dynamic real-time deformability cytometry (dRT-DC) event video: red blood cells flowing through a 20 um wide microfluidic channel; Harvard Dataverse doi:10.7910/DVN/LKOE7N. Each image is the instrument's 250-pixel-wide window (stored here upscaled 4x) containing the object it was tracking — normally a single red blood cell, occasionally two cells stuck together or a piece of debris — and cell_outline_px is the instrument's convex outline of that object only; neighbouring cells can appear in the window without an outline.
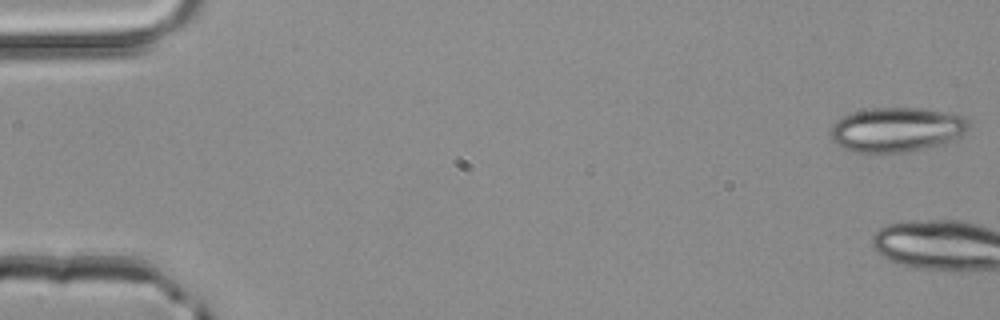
{"species": "common noctule bat (a hibernating species)", "species_latin": "Nyctalus noctula", "temperature_condition": "room temperature", "stored_images_in_passage": 4, "camera_frame_rate_fps": 3000, "um_per_image_px": 0.085, "animal": {"sex": "male", "body_mass_g": 20.4}, "frame": {"image": 1, "passage_image": 1, "time_ms": 0.0, "image_size_px": [1000, 320], "cell_outline_px": [[972, 124], [960, 136], [944, 144], [908, 152], [856, 152], [840, 148], [832, 140], [832, 124], [844, 116], [852, 112], [868, 108], [924, 108], [964, 116]], "centroid_in_image_um": [76.23, 11.02], "position_along_channel_um": 8.8, "area_um2": 36.01}}